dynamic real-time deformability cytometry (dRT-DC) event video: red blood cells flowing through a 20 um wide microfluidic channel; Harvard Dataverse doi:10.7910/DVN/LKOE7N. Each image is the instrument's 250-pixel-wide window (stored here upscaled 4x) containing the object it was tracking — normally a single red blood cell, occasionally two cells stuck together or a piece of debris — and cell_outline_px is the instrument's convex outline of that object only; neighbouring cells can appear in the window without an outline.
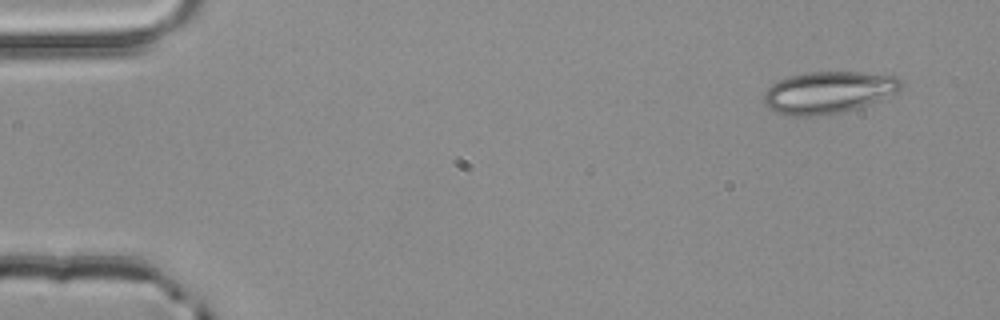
{"species": "common noctule bat (a hibernating species)", "species_latin": "Nyctalus noctula", "temperature_condition": "room temperature", "stored_images_in_passage": 5, "segment_of_instrument_passage": [2, 2], "camera_frame_rate_fps": 3000, "um_per_image_px": 0.085, "animal": {"sex": "male", "body_mass_g": 20.4}, "frame": {"image": 1, "passage_image": 5, "time_ms": 1.333, "image_size_px": [1000, 320], "cell_outline_px": [[908, 84], [896, 92], [876, 100], [840, 112], [812, 116], [788, 116], [776, 112], [768, 108], [764, 104], [764, 92], [772, 84], [788, 76], [808, 72], [860, 72], [896, 76]], "centroid_in_image_um": [70.39, 7.83], "position_along_channel_um": 14.6, "area_um2": 33.29}}